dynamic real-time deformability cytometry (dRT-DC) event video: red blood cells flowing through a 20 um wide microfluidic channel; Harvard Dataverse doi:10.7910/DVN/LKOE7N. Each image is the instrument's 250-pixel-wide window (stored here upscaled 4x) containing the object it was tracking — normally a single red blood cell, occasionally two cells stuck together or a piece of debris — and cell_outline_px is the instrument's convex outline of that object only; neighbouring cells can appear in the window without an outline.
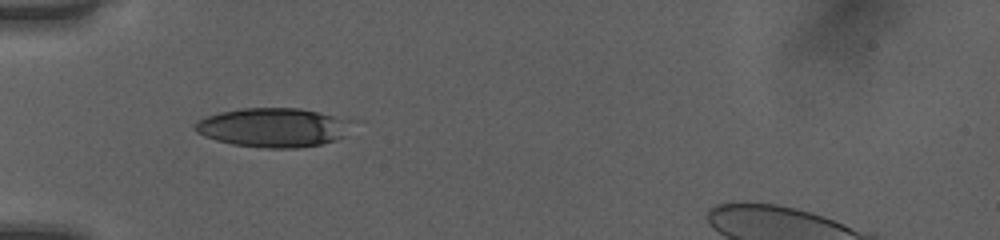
{"species": "human", "species_latin": "Homo sapiens", "temperature_condition": "room temperature", "stored_images_in_passage": 35, "camera_frame_rate_fps": 3000, "um_per_image_px": 0.085, "donor": {"sex": "female"}, "frame": {"image": 1, "passage_image": 1, "time_ms": 0.0, "image_size_px": [1000, 240], "cell_outline_px": [[344, 136], [336, 140], [320, 144], [296, 148], [260, 148], [232, 144], [216, 140], [204, 136], [196, 132], [192, 128], [200, 120], [208, 116], [220, 112], [244, 108], [300, 108], [332, 116]], "centroid_in_image_um": [22.96, 10.86], "position_along_channel_um": 62.0, "area_um2": 34.16}}
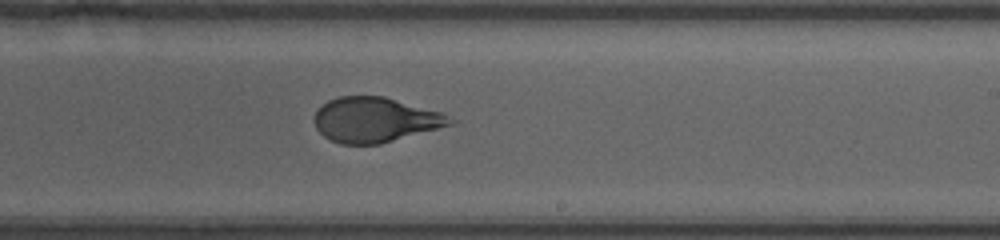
{"frame": {"image": 2, "passage_image": 16, "time_ms": 5.0, "image_size_px": [1000, 240], "cell_outline_px": [[456, 120], [452, 124], [380, 144], [340, 144], [324, 136], [316, 128], [312, 120], [316, 112], [328, 100], [340, 96], [384, 96], [440, 112]], "centroid_in_image_um": [31.85, 10.18], "position_along_channel_um": 257.2, "area_um2": 35.2}}
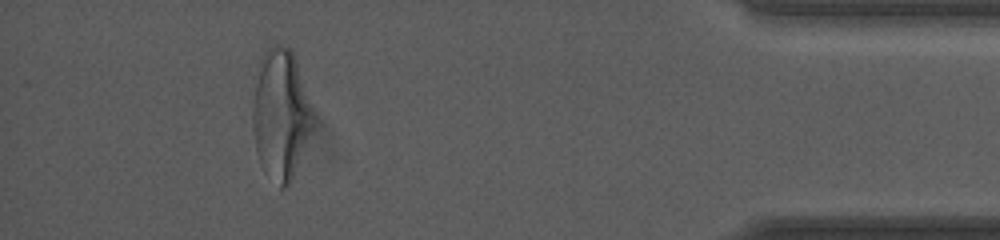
{"frame": {"image": 3, "passage_image": 31, "time_ms": 10.0, "image_size_px": [1000, 240], "cell_outline_px": [[316, 116], [292, 180], [288, 188], [280, 188], [264, 172], [260, 164], [256, 152], [252, 128], [252, 76], [268, 44], [288, 44], [296, 60]], "centroid_in_image_um": [23.82, 9.66], "position_along_channel_um": 411.4, "area_um2": 47.11}, "authors_computed_cell_mechanics": {"area_um2": 36.1828, "velocity_mm_per_s": 4.0332, "shape_relaxation_time_tau1_ms": 4.5478, "shape_relaxation_time_tau2_ms": 0.9315, "deformation_change_tau1": 0.1918, "deformation_change_tau2": 0.0734}}